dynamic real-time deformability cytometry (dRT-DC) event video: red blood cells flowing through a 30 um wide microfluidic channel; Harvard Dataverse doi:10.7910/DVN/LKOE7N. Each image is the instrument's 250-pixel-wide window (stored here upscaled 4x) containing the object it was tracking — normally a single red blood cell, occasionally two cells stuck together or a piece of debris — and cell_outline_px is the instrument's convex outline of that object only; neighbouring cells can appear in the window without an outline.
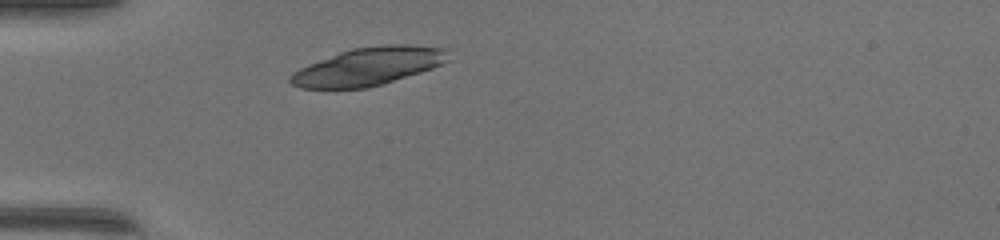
{"species": "common noctule bat (a hibernating species)", "species_latin": "Nyctalus noctula", "temperature_condition": "warm", "stored_images_in_passage": 35, "camera_frame_rate_fps": 3000, "um_per_image_px": 0.085, "animal": {"sex": "female", "body_mass_g": 17.0, "forearm_length_mm": 48.0}, "frame": {"image": 1, "passage_image": 1, "time_ms": 0.0, "image_size_px": [1000, 240], "cell_outline_px": [[452, 60], [432, 68], [384, 84], [368, 88], [300, 88], [292, 84], [288, 80], [288, 76], [292, 72], [308, 64], [340, 52], [352, 48], [384, 44], [408, 44], [448, 48]], "centroid_in_image_um": [31.37, 5.63], "position_along_channel_um": 53.6, "area_um2": 35.26}}